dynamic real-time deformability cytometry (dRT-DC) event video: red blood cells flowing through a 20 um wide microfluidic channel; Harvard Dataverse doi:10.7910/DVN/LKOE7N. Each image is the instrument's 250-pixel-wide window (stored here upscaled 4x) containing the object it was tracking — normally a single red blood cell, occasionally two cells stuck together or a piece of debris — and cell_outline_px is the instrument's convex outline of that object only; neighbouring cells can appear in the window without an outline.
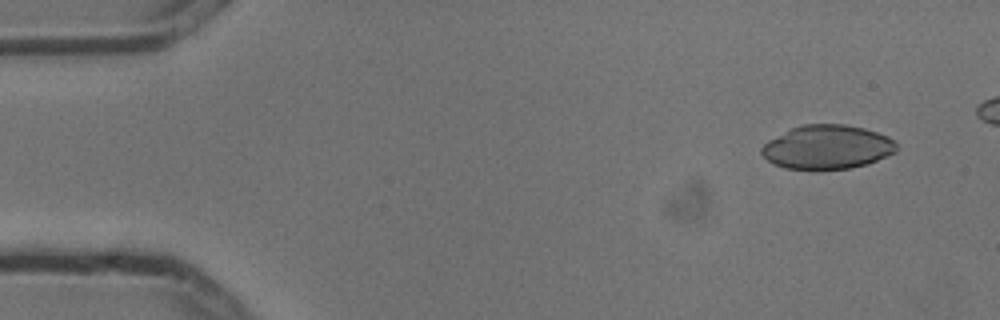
{"species": "common noctule bat (a hibernating species)", "species_latin": "Nyctalus noctula", "temperature_condition": "cold", "stored_images_in_passage": 4, "camera_frame_rate_fps": 3000, "um_per_image_px": 0.085, "animal": {"sex": "male", "body_mass_g": 13.3}, "frame": {"image": 1, "passage_image": 1, "time_ms": 0.0, "image_size_px": [1000, 320], "cell_outline_px": [[896, 152], [868, 164], [848, 168], [816, 172], [784, 168], [772, 164], [760, 152], [760, 148], [768, 140], [792, 128], [804, 124], [844, 124], [864, 128], [888, 136], [896, 144]], "centroid_in_image_um": [70.28, 12.54], "position_along_channel_um": 14.7, "area_um2": 35.14}}